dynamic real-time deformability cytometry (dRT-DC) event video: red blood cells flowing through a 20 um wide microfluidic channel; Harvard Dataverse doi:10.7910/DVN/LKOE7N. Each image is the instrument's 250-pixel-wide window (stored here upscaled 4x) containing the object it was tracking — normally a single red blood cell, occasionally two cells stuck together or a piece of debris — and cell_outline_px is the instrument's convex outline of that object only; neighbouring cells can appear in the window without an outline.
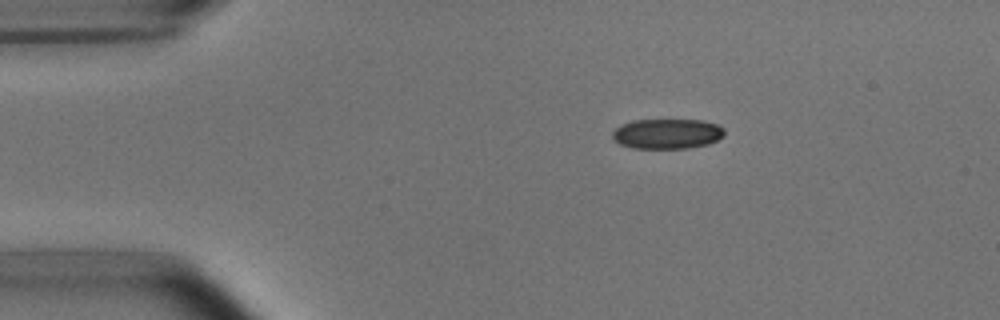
{"species": "common noctule bat (a hibernating species)", "species_latin": "Nyctalus noctula", "temperature_condition": "room temperature", "stored_images_in_passage": 7, "camera_frame_rate_fps": 3000, "um_per_image_px": 0.085, "animal": {"sex": "male", "body_mass_g": 15.6}, "frame": {"image": 1, "passage_image": 1, "time_ms": 0.0, "image_size_px": [1000, 320], "cell_outline_px": [[724, 136], [708, 144], [688, 148], [632, 148], [620, 144], [612, 140], [612, 132], [620, 124], [632, 120], [704, 120], [716, 124], [724, 128]], "centroid_in_image_um": [56.68, 11.36], "position_along_channel_um": 28.3, "area_um2": 19.77}}
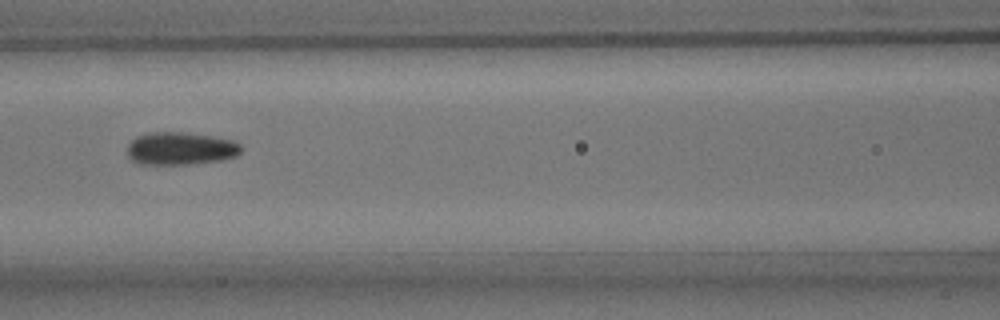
{"frame": {"image": 2, "passage_image": 5, "time_ms": 4.667, "image_size_px": [1000, 320], "cell_outline_px": [[240, 152], [236, 156], [220, 160], [188, 164], [140, 164], [132, 160], [128, 156], [128, 144], [136, 136], [152, 132], [180, 132], [212, 136], [232, 140], [240, 144]], "centroid_in_image_um": [15.32, 12.62], "position_along_channel_um": 151.3, "area_um2": 21.56}}
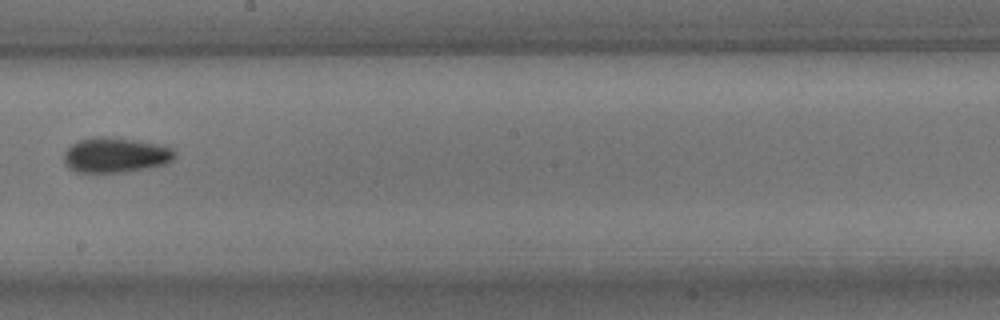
{"frame": {"image": 3, "passage_image": 7, "time_ms": 7.0, "image_size_px": [1000, 320], "cell_outline_px": [[176, 156], [168, 164], [148, 168], [124, 172], [76, 172], [68, 168], [64, 164], [64, 152], [72, 144], [80, 140], [96, 136], [108, 136], [156, 144], [172, 148], [176, 152]], "centroid_in_image_um": [9.81, 13.19], "position_along_channel_um": 238.4, "area_um2": 22.72}}